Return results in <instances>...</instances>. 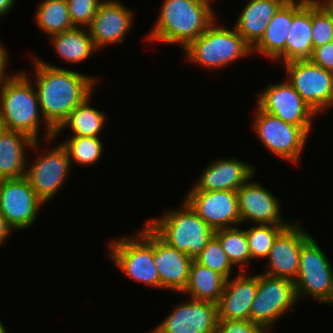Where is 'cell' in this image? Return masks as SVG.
<instances>
[{"instance_id":"cell-1","label":"cell","mask_w":333,"mask_h":333,"mask_svg":"<svg viewBox=\"0 0 333 333\" xmlns=\"http://www.w3.org/2000/svg\"><path fill=\"white\" fill-rule=\"evenodd\" d=\"M35 90L41 114L56 131L69 114L93 94L98 79L34 58ZM36 84V85H35Z\"/></svg>"},{"instance_id":"cell-2","label":"cell","mask_w":333,"mask_h":333,"mask_svg":"<svg viewBox=\"0 0 333 333\" xmlns=\"http://www.w3.org/2000/svg\"><path fill=\"white\" fill-rule=\"evenodd\" d=\"M210 0H164L146 40L184 49L216 20Z\"/></svg>"},{"instance_id":"cell-3","label":"cell","mask_w":333,"mask_h":333,"mask_svg":"<svg viewBox=\"0 0 333 333\" xmlns=\"http://www.w3.org/2000/svg\"><path fill=\"white\" fill-rule=\"evenodd\" d=\"M29 76L24 71H17L0 91V126L39 141V127L43 123L45 140L54 142L55 131L41 114L35 86Z\"/></svg>"},{"instance_id":"cell-4","label":"cell","mask_w":333,"mask_h":333,"mask_svg":"<svg viewBox=\"0 0 333 333\" xmlns=\"http://www.w3.org/2000/svg\"><path fill=\"white\" fill-rule=\"evenodd\" d=\"M183 201L181 208L168 209L162 217L149 219L146 224L168 245L194 260L206 247L215 231L185 200Z\"/></svg>"},{"instance_id":"cell-5","label":"cell","mask_w":333,"mask_h":333,"mask_svg":"<svg viewBox=\"0 0 333 333\" xmlns=\"http://www.w3.org/2000/svg\"><path fill=\"white\" fill-rule=\"evenodd\" d=\"M216 21L183 49L187 60L209 70H216L252 55V47L234 27L232 30L227 29L218 26Z\"/></svg>"},{"instance_id":"cell-6","label":"cell","mask_w":333,"mask_h":333,"mask_svg":"<svg viewBox=\"0 0 333 333\" xmlns=\"http://www.w3.org/2000/svg\"><path fill=\"white\" fill-rule=\"evenodd\" d=\"M327 258L312 236L302 245L298 274L293 281L298 303L309 296L333 305V267Z\"/></svg>"},{"instance_id":"cell-7","label":"cell","mask_w":333,"mask_h":333,"mask_svg":"<svg viewBox=\"0 0 333 333\" xmlns=\"http://www.w3.org/2000/svg\"><path fill=\"white\" fill-rule=\"evenodd\" d=\"M111 240L108 257L133 281L160 288L159 273L153 259V245L139 232Z\"/></svg>"},{"instance_id":"cell-8","label":"cell","mask_w":333,"mask_h":333,"mask_svg":"<svg viewBox=\"0 0 333 333\" xmlns=\"http://www.w3.org/2000/svg\"><path fill=\"white\" fill-rule=\"evenodd\" d=\"M296 303L298 300L292 280L260 273L250 321L271 331L273 325Z\"/></svg>"},{"instance_id":"cell-9","label":"cell","mask_w":333,"mask_h":333,"mask_svg":"<svg viewBox=\"0 0 333 333\" xmlns=\"http://www.w3.org/2000/svg\"><path fill=\"white\" fill-rule=\"evenodd\" d=\"M286 80L318 115L333 107V73L310 60L283 64Z\"/></svg>"},{"instance_id":"cell-10","label":"cell","mask_w":333,"mask_h":333,"mask_svg":"<svg viewBox=\"0 0 333 333\" xmlns=\"http://www.w3.org/2000/svg\"><path fill=\"white\" fill-rule=\"evenodd\" d=\"M254 129L262 145L287 162L298 163L308 141V135L301 127L262 111L256 106Z\"/></svg>"},{"instance_id":"cell-11","label":"cell","mask_w":333,"mask_h":333,"mask_svg":"<svg viewBox=\"0 0 333 333\" xmlns=\"http://www.w3.org/2000/svg\"><path fill=\"white\" fill-rule=\"evenodd\" d=\"M257 98L256 105L262 111L288 124L301 127L308 135L311 133L312 123L317 114L286 79L281 83L267 85Z\"/></svg>"},{"instance_id":"cell-12","label":"cell","mask_w":333,"mask_h":333,"mask_svg":"<svg viewBox=\"0 0 333 333\" xmlns=\"http://www.w3.org/2000/svg\"><path fill=\"white\" fill-rule=\"evenodd\" d=\"M44 204L25 176L0 180V214L13 229L30 228Z\"/></svg>"},{"instance_id":"cell-13","label":"cell","mask_w":333,"mask_h":333,"mask_svg":"<svg viewBox=\"0 0 333 333\" xmlns=\"http://www.w3.org/2000/svg\"><path fill=\"white\" fill-rule=\"evenodd\" d=\"M34 163L27 164L25 177L37 196L46 203L51 200L68 178L71 161L68 151L60 143L42 150ZM67 177V178H66Z\"/></svg>"},{"instance_id":"cell-14","label":"cell","mask_w":333,"mask_h":333,"mask_svg":"<svg viewBox=\"0 0 333 333\" xmlns=\"http://www.w3.org/2000/svg\"><path fill=\"white\" fill-rule=\"evenodd\" d=\"M186 194L183 200L214 231L241 224L237 191H188Z\"/></svg>"},{"instance_id":"cell-15","label":"cell","mask_w":333,"mask_h":333,"mask_svg":"<svg viewBox=\"0 0 333 333\" xmlns=\"http://www.w3.org/2000/svg\"><path fill=\"white\" fill-rule=\"evenodd\" d=\"M138 231L153 245V259L159 273L160 289L181 293L187 286L193 259L168 245L146 223Z\"/></svg>"},{"instance_id":"cell-16","label":"cell","mask_w":333,"mask_h":333,"mask_svg":"<svg viewBox=\"0 0 333 333\" xmlns=\"http://www.w3.org/2000/svg\"><path fill=\"white\" fill-rule=\"evenodd\" d=\"M217 323V304L189 298L149 333H215Z\"/></svg>"},{"instance_id":"cell-17","label":"cell","mask_w":333,"mask_h":333,"mask_svg":"<svg viewBox=\"0 0 333 333\" xmlns=\"http://www.w3.org/2000/svg\"><path fill=\"white\" fill-rule=\"evenodd\" d=\"M249 179L237 190L240 222L255 224L289 225L280 213L279 198L261 183Z\"/></svg>"},{"instance_id":"cell-18","label":"cell","mask_w":333,"mask_h":333,"mask_svg":"<svg viewBox=\"0 0 333 333\" xmlns=\"http://www.w3.org/2000/svg\"><path fill=\"white\" fill-rule=\"evenodd\" d=\"M133 11L117 0H103L87 27L96 48L122 44L126 34L133 27Z\"/></svg>"},{"instance_id":"cell-19","label":"cell","mask_w":333,"mask_h":333,"mask_svg":"<svg viewBox=\"0 0 333 333\" xmlns=\"http://www.w3.org/2000/svg\"><path fill=\"white\" fill-rule=\"evenodd\" d=\"M311 237L298 223H290L275 239L267 259L265 274L295 280L302 245Z\"/></svg>"},{"instance_id":"cell-20","label":"cell","mask_w":333,"mask_h":333,"mask_svg":"<svg viewBox=\"0 0 333 333\" xmlns=\"http://www.w3.org/2000/svg\"><path fill=\"white\" fill-rule=\"evenodd\" d=\"M238 158L212 161L189 191H237L254 176L255 168Z\"/></svg>"},{"instance_id":"cell-21","label":"cell","mask_w":333,"mask_h":333,"mask_svg":"<svg viewBox=\"0 0 333 333\" xmlns=\"http://www.w3.org/2000/svg\"><path fill=\"white\" fill-rule=\"evenodd\" d=\"M238 274L233 280H226L217 303L218 319L250 320V310L258 287V273L253 276L244 272Z\"/></svg>"},{"instance_id":"cell-22","label":"cell","mask_w":333,"mask_h":333,"mask_svg":"<svg viewBox=\"0 0 333 333\" xmlns=\"http://www.w3.org/2000/svg\"><path fill=\"white\" fill-rule=\"evenodd\" d=\"M17 131H0V180L22 178L26 174L28 148L40 149L39 143ZM27 150V151H26Z\"/></svg>"},{"instance_id":"cell-23","label":"cell","mask_w":333,"mask_h":333,"mask_svg":"<svg viewBox=\"0 0 333 333\" xmlns=\"http://www.w3.org/2000/svg\"><path fill=\"white\" fill-rule=\"evenodd\" d=\"M292 21L293 0H286L271 18L264 35L252 47V54H261L273 61L286 63V41Z\"/></svg>"},{"instance_id":"cell-24","label":"cell","mask_w":333,"mask_h":333,"mask_svg":"<svg viewBox=\"0 0 333 333\" xmlns=\"http://www.w3.org/2000/svg\"><path fill=\"white\" fill-rule=\"evenodd\" d=\"M312 52V0H293V21L286 41V63L309 60Z\"/></svg>"},{"instance_id":"cell-25","label":"cell","mask_w":333,"mask_h":333,"mask_svg":"<svg viewBox=\"0 0 333 333\" xmlns=\"http://www.w3.org/2000/svg\"><path fill=\"white\" fill-rule=\"evenodd\" d=\"M286 0H249L239 14L234 28L253 47L264 35L265 30L279 7Z\"/></svg>"},{"instance_id":"cell-26","label":"cell","mask_w":333,"mask_h":333,"mask_svg":"<svg viewBox=\"0 0 333 333\" xmlns=\"http://www.w3.org/2000/svg\"><path fill=\"white\" fill-rule=\"evenodd\" d=\"M48 39L60 59L62 58L68 64L86 61L94 51L98 50L85 27H74L52 35Z\"/></svg>"},{"instance_id":"cell-27","label":"cell","mask_w":333,"mask_h":333,"mask_svg":"<svg viewBox=\"0 0 333 333\" xmlns=\"http://www.w3.org/2000/svg\"><path fill=\"white\" fill-rule=\"evenodd\" d=\"M226 280L224 276L193 260L189 269L187 286L180 294L189 295L191 299L198 301H209L217 304Z\"/></svg>"},{"instance_id":"cell-28","label":"cell","mask_w":333,"mask_h":333,"mask_svg":"<svg viewBox=\"0 0 333 333\" xmlns=\"http://www.w3.org/2000/svg\"><path fill=\"white\" fill-rule=\"evenodd\" d=\"M91 94L80 105H78L66 118V120L55 131V139L62 129L69 128L72 132L71 137H99L105 128L107 115L92 107L90 101Z\"/></svg>"},{"instance_id":"cell-29","label":"cell","mask_w":333,"mask_h":333,"mask_svg":"<svg viewBox=\"0 0 333 333\" xmlns=\"http://www.w3.org/2000/svg\"><path fill=\"white\" fill-rule=\"evenodd\" d=\"M34 16L40 30L49 37L74 28L66 0H42Z\"/></svg>"},{"instance_id":"cell-30","label":"cell","mask_w":333,"mask_h":333,"mask_svg":"<svg viewBox=\"0 0 333 333\" xmlns=\"http://www.w3.org/2000/svg\"><path fill=\"white\" fill-rule=\"evenodd\" d=\"M214 236L219 240L231 263L239 265L243 271L244 266L252 261L245 229L240 226L215 230Z\"/></svg>"},{"instance_id":"cell-31","label":"cell","mask_w":333,"mask_h":333,"mask_svg":"<svg viewBox=\"0 0 333 333\" xmlns=\"http://www.w3.org/2000/svg\"><path fill=\"white\" fill-rule=\"evenodd\" d=\"M68 151L72 163L90 166L99 161L103 154V144L100 137H68L60 142Z\"/></svg>"},{"instance_id":"cell-32","label":"cell","mask_w":333,"mask_h":333,"mask_svg":"<svg viewBox=\"0 0 333 333\" xmlns=\"http://www.w3.org/2000/svg\"><path fill=\"white\" fill-rule=\"evenodd\" d=\"M288 225L255 224L245 229L251 260L267 258L276 237Z\"/></svg>"},{"instance_id":"cell-33","label":"cell","mask_w":333,"mask_h":333,"mask_svg":"<svg viewBox=\"0 0 333 333\" xmlns=\"http://www.w3.org/2000/svg\"><path fill=\"white\" fill-rule=\"evenodd\" d=\"M313 49L333 42V9L325 0H312Z\"/></svg>"},{"instance_id":"cell-34","label":"cell","mask_w":333,"mask_h":333,"mask_svg":"<svg viewBox=\"0 0 333 333\" xmlns=\"http://www.w3.org/2000/svg\"><path fill=\"white\" fill-rule=\"evenodd\" d=\"M194 260L200 265L219 273L226 279L232 276L231 271L234 265L231 263L225 251L222 249L219 240L214 235Z\"/></svg>"},{"instance_id":"cell-35","label":"cell","mask_w":333,"mask_h":333,"mask_svg":"<svg viewBox=\"0 0 333 333\" xmlns=\"http://www.w3.org/2000/svg\"><path fill=\"white\" fill-rule=\"evenodd\" d=\"M74 27H88L103 0H66Z\"/></svg>"},{"instance_id":"cell-36","label":"cell","mask_w":333,"mask_h":333,"mask_svg":"<svg viewBox=\"0 0 333 333\" xmlns=\"http://www.w3.org/2000/svg\"><path fill=\"white\" fill-rule=\"evenodd\" d=\"M270 330L250 320L218 319L215 333H268Z\"/></svg>"},{"instance_id":"cell-37","label":"cell","mask_w":333,"mask_h":333,"mask_svg":"<svg viewBox=\"0 0 333 333\" xmlns=\"http://www.w3.org/2000/svg\"><path fill=\"white\" fill-rule=\"evenodd\" d=\"M309 60L333 73V42L314 48Z\"/></svg>"},{"instance_id":"cell-38","label":"cell","mask_w":333,"mask_h":333,"mask_svg":"<svg viewBox=\"0 0 333 333\" xmlns=\"http://www.w3.org/2000/svg\"><path fill=\"white\" fill-rule=\"evenodd\" d=\"M1 42V41H0ZM0 43V91L4 88L6 83L14 76L13 74L8 75L6 72L7 64H8V50L3 47ZM7 74V75H6Z\"/></svg>"},{"instance_id":"cell-39","label":"cell","mask_w":333,"mask_h":333,"mask_svg":"<svg viewBox=\"0 0 333 333\" xmlns=\"http://www.w3.org/2000/svg\"><path fill=\"white\" fill-rule=\"evenodd\" d=\"M13 228L8 224V222L0 214V244L6 242L7 238L11 235Z\"/></svg>"},{"instance_id":"cell-40","label":"cell","mask_w":333,"mask_h":333,"mask_svg":"<svg viewBox=\"0 0 333 333\" xmlns=\"http://www.w3.org/2000/svg\"><path fill=\"white\" fill-rule=\"evenodd\" d=\"M15 2H17V1L16 0H0V17L7 15V13H10Z\"/></svg>"},{"instance_id":"cell-41","label":"cell","mask_w":333,"mask_h":333,"mask_svg":"<svg viewBox=\"0 0 333 333\" xmlns=\"http://www.w3.org/2000/svg\"><path fill=\"white\" fill-rule=\"evenodd\" d=\"M0 333H7L5 326L1 321H0Z\"/></svg>"},{"instance_id":"cell-42","label":"cell","mask_w":333,"mask_h":333,"mask_svg":"<svg viewBox=\"0 0 333 333\" xmlns=\"http://www.w3.org/2000/svg\"><path fill=\"white\" fill-rule=\"evenodd\" d=\"M329 5L330 7L333 9V0H325Z\"/></svg>"}]
</instances>
